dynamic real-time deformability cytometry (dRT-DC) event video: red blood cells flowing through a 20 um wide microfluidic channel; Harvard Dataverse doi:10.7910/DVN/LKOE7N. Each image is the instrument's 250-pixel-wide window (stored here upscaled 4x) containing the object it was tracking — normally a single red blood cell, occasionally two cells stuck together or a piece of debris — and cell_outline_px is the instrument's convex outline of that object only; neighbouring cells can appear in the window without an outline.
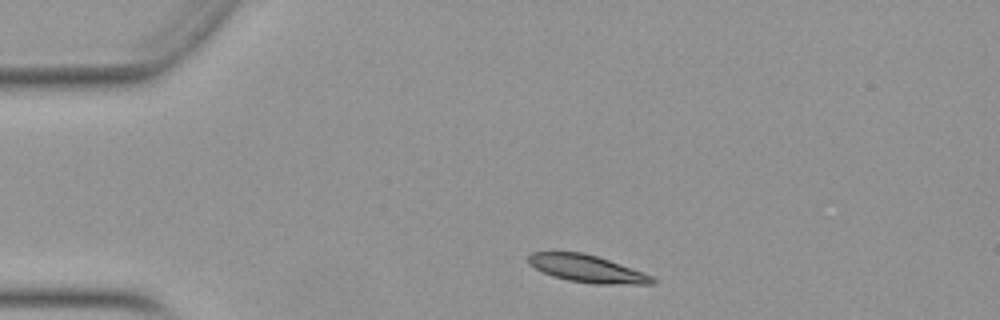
{"species": "Egyptian fruit bat (a non-hibernating species)", "species_latin": "Rousettus aegyptiacus", "temperature_condition": "warm", "stored_images_in_passage": 38, "camera_frame_rate_fps": 3000, "um_per_image_px": 0.085, "animal": {"sex": "female"}, "frame": {"image": 1, "passage_image": 3, "time_ms": 0.667, "image_size_px": [1000, 320], "cell_outline_px": [[656, 284], [592, 284], [568, 280], [552, 276], [528, 264], [528, 256], [532, 252], [584, 252], [644, 272], [652, 276], [656, 280]], "centroid_in_image_um": [49.91, 22.84], "position_along_channel_um": 35.1, "area_um2": 19.71}}
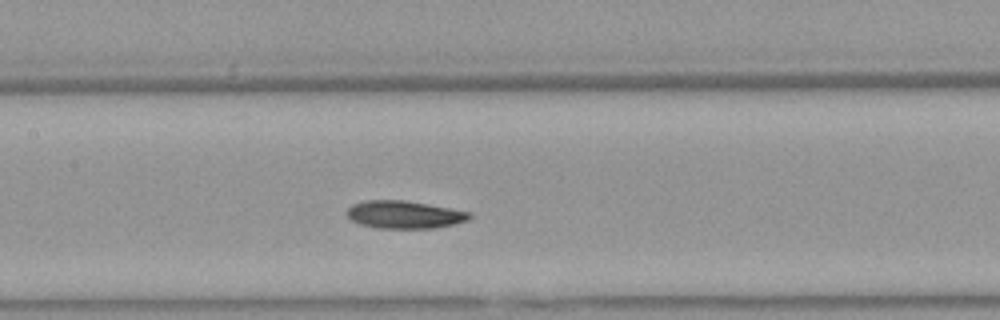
{"frame": {"image": 2, "passage_image": 17, "time_ms": 5.333, "image_size_px": [1000, 320], "cell_outline_px": [[472, 216], [468, 220], [456, 224], [436, 228], [376, 228], [360, 224], [352, 220], [344, 212], [352, 204], [364, 200], [404, 200], [428, 204], [472, 212]], "centroid_in_image_um": [34.38, 18.24], "position_along_channel_um": 173.0, "area_um2": 20.0}}
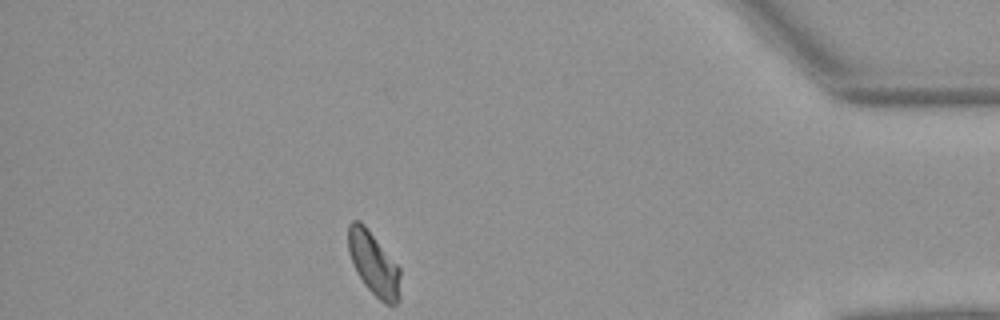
{"frame": {"image": 3, "passage_image": 38, "time_ms": 12.333, "image_size_px": [1000, 320], "cell_outline_px": [[400, 300], [396, 304], [384, 304], [364, 284], [356, 272], [352, 264], [348, 252], [348, 224], [352, 220], [360, 220], [364, 224], [400, 268]], "centroid_in_image_um": [31.75, 22.42], "position_along_channel_um": 403.4, "area_um2": 19.31}, "authors_computed_cell_mechanics": {"area_um2": 19.6809, "velocity_mm_per_s": 3.9205, "shape_relaxation_time_tau1_ms": 5.0335, "shape_relaxation_time_tau2_ms": 3.0065, "deformation_change_tau1": 0.1447, "deformation_change_tau2": 0.0665}}